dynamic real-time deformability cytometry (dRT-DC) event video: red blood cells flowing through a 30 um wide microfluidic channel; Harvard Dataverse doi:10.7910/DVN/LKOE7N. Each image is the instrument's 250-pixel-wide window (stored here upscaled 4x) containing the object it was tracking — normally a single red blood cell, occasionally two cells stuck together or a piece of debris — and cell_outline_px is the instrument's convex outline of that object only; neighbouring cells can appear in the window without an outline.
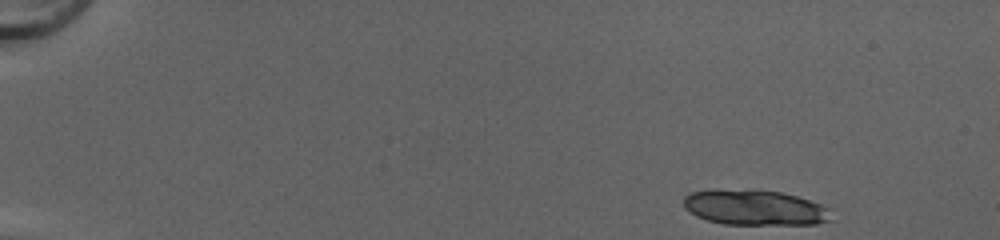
{"species": "common noctule bat (a hibernating species)", "species_latin": "Nyctalus noctula", "temperature_condition": "cold", "stored_images_in_passage": 46, "segment_of_instrument_passage": [1, 2], "camera_frame_rate_fps": 3000, "um_per_image_px": 0.085, "animal": {"sex": "female", "body_mass_g": 20.0, "forearm_length_mm": 54.0}, "frame": {"image": 1, "passage_image": 1, "time_ms": 0.0, "image_size_px": [1000, 240], "cell_outline_px": [[832, 220], [816, 224], [724, 224], [708, 220], [696, 216], [684, 208], [684, 196], [692, 192], [752, 188], [780, 192], [796, 196], [820, 204], [828, 208]], "centroid_in_image_um": [64.16, 17.64], "position_along_channel_um": 20.8, "area_um2": 30.29}}